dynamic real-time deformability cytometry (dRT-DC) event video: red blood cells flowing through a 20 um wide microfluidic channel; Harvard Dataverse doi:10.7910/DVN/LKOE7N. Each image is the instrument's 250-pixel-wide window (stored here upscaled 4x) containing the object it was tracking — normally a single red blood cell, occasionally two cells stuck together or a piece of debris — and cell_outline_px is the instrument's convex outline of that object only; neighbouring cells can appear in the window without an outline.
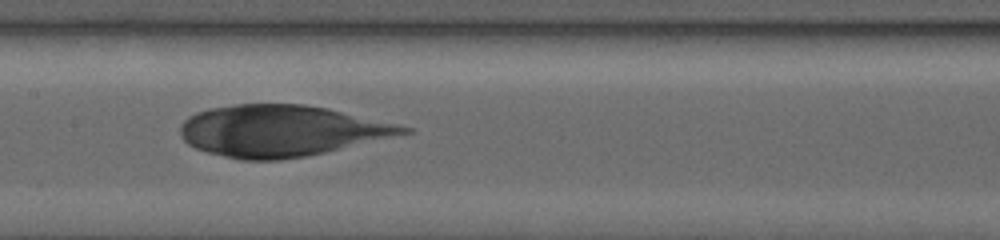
{"species": "human", "species_latin": "Homo sapiens", "temperature_condition": "warm", "stored_images_in_passage": 47, "camera_frame_rate_fps": 3000, "um_per_image_px": 0.085, "donor": {"sex": "female"}, "frame": {"image": 1, "passage_image": 25, "time_ms": 14.667, "image_size_px": [1000, 240], "cell_outline_px": [[412, 132], [324, 152], [304, 156], [280, 160], [240, 160], [208, 152], [196, 148], [188, 144], [184, 140], [180, 132], [180, 128], [184, 120], [188, 116], [196, 112], [208, 108], [236, 104], [304, 104], [328, 108], [412, 128]], "centroid_in_image_um": [23.83, 11.11], "position_along_channel_um": 183.6, "area_um2": 66.07}}
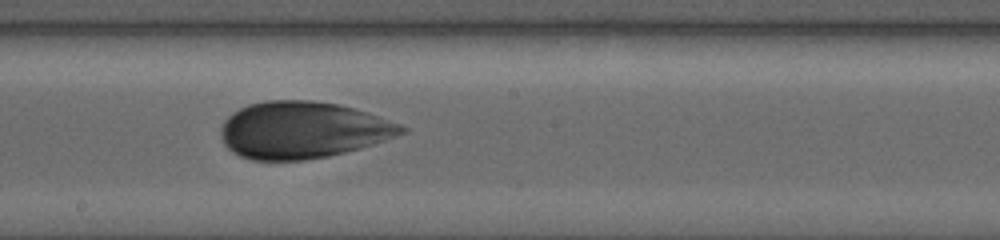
{"frame": {"image": 2, "passage_image": 30, "time_ms": 18.0, "image_size_px": [1000, 240], "cell_outline_px": [[408, 128], [404, 132], [372, 144], [360, 148], [328, 156], [304, 160], [252, 160], [240, 156], [232, 152], [224, 144], [224, 120], [232, 112], [248, 104], [264, 100], [312, 100], [340, 104], [400, 124]], "centroid_in_image_um": [25.69, 11.04], "position_along_channel_um": 222.5, "area_um2": 59.13}}